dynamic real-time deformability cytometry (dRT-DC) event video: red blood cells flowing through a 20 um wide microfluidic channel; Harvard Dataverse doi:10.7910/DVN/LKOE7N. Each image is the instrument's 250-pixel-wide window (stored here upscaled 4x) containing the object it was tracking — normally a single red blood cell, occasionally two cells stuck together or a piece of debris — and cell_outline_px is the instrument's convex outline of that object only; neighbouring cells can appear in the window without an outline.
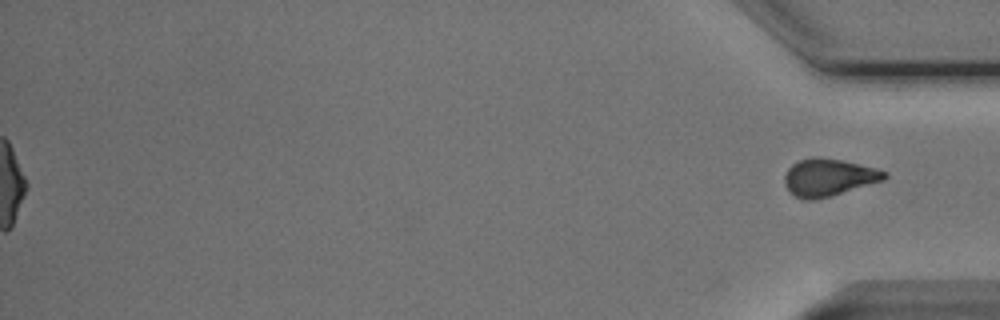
{"species": "Egyptian fruit bat (a non-hibernating species)", "species_latin": "Rousettus aegyptiacus", "temperature_condition": "cold", "stored_images_in_passage": 55, "segment_of_instrument_passage": [2, 2], "camera_frame_rate_fps": 3000, "um_per_image_px": 0.085, "animal": {"sex": "male"}, "frame": {"image": 1, "passage_image": 55, "time_ms": 18.0, "image_size_px": [1000, 320], "cell_outline_px": [[888, 176], [884, 180], [816, 200], [804, 200], [788, 192], [784, 184], [784, 176], [788, 168], [792, 164], [800, 160], [812, 156], [820, 156], [844, 160], [876, 168], [888, 172]], "centroid_in_image_um": [70.41, 15.06], "position_along_channel_um": 364.8, "area_um2": 22.02}}